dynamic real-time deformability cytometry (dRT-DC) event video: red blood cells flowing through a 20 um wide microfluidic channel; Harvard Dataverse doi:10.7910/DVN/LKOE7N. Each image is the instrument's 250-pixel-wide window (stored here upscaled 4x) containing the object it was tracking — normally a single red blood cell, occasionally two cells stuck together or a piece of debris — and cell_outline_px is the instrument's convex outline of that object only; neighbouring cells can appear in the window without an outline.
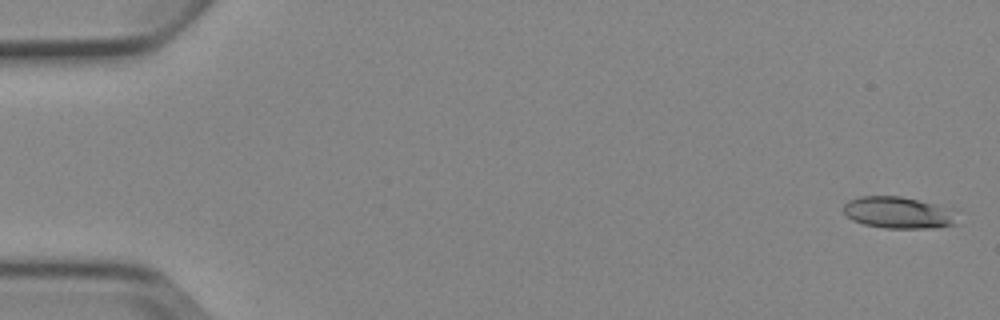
{"species": "Egyptian fruit bat (a non-hibernating species)", "species_latin": "Rousettus aegyptiacus", "temperature_condition": "cold", "stored_images_in_passage": 4, "camera_frame_rate_fps": 3000, "um_per_image_px": 0.085, "animal": {"sex": "female"}, "frame": {"image": 1, "passage_image": 1, "time_ms": 0.0, "image_size_px": [1000, 320], "cell_outline_px": [[956, 224], [936, 228], [884, 228], [864, 224], [852, 220], [840, 208], [848, 200], [860, 196], [900, 196], [936, 204], [944, 208], [948, 212]], "centroid_in_image_um": [76.21, 18.07], "position_along_channel_um": 8.8, "area_um2": 20.58}}
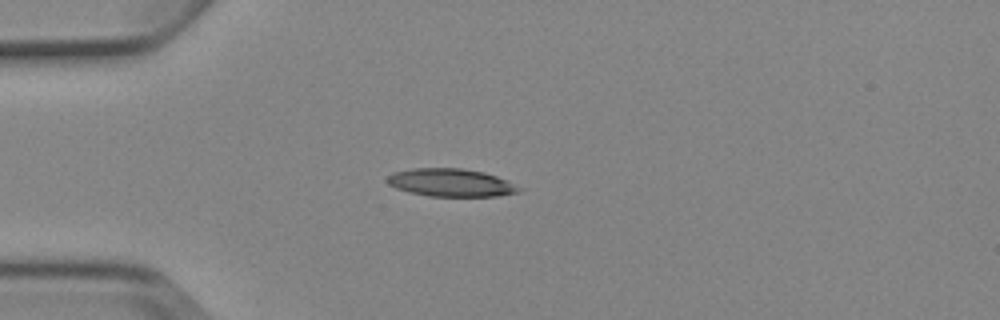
{"frame": {"image": 2, "passage_image": 4, "time_ms": 4.333, "image_size_px": [1000, 320], "cell_outline_px": [[524, 188], [520, 192], [496, 196], [428, 196], [408, 192], [396, 188], [388, 184], [384, 180], [392, 172], [412, 168], [464, 168], [484, 172], [508, 180]], "centroid_in_image_um": [38.33, 15.52], "position_along_channel_um": 46.7, "area_um2": 21.73}}